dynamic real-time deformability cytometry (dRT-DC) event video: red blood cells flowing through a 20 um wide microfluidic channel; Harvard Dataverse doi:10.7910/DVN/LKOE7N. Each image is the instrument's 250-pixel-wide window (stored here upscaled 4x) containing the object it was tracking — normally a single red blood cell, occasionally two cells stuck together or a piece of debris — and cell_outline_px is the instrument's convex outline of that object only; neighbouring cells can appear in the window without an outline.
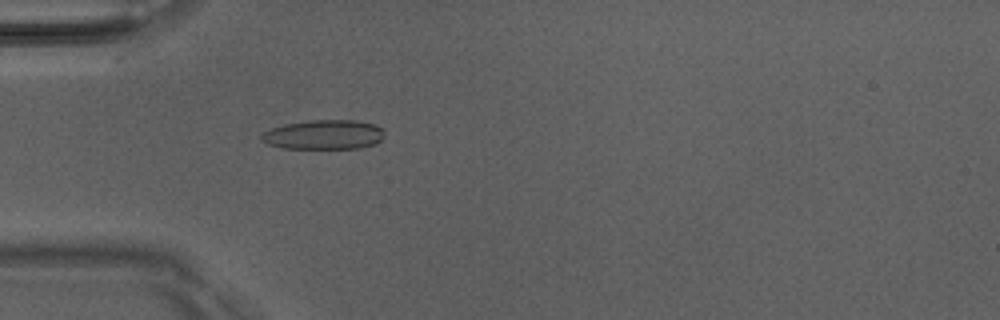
{"species": "Egyptian fruit bat (a non-hibernating species)", "species_latin": "Rousettus aegyptiacus", "temperature_condition": "room temperature", "stored_images_in_passage": 51, "camera_frame_rate_fps": 3000, "um_per_image_px": 0.085, "animal": {"sex": "male"}, "frame": {"image": 1, "passage_image": 16, "time_ms": 5.0, "image_size_px": [1000, 320], "cell_outline_px": [[384, 132], [380, 140], [376, 144], [360, 148], [284, 148], [268, 144], [260, 140], [260, 136], [264, 132], [272, 128], [284, 124], [312, 120], [356, 120], [372, 124], [384, 128]], "centroid_in_image_um": [27.53, 11.44], "position_along_channel_um": 57.5, "area_um2": 21.1}}
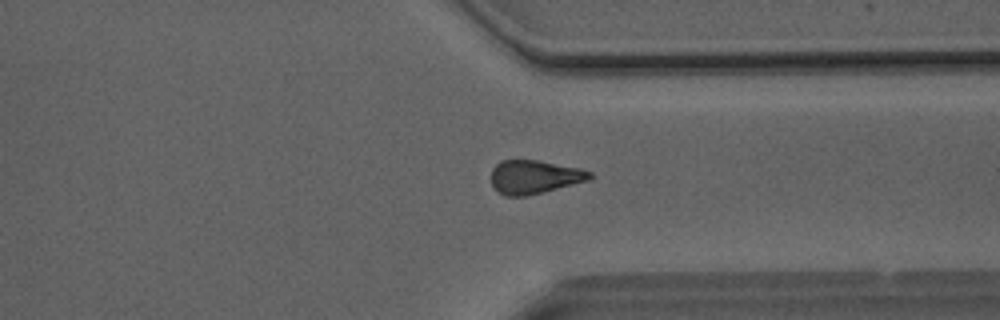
{"frame": {"image": 2, "passage_image": 39, "time_ms": 12.667, "image_size_px": [1000, 320], "cell_outline_px": [[592, 176], [588, 180], [528, 196], [504, 196], [492, 184], [492, 168], [500, 160], [540, 160], [580, 168], [592, 172]], "centroid_in_image_um": [45.42, 15.03], "position_along_channel_um": 366.0, "area_um2": 19.25}}
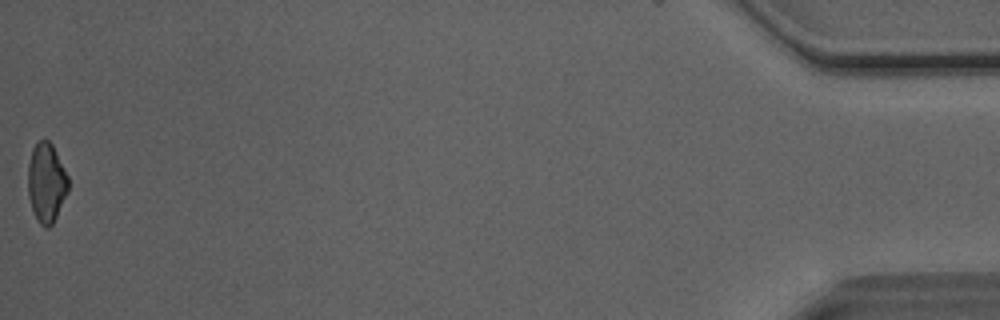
{"frame": {"image": 3, "passage_image": 51, "time_ms": 16.667, "image_size_px": [1000, 320], "cell_outline_px": [[68, 192], [52, 224], [48, 228], [44, 228], [40, 224], [32, 208], [28, 196], [28, 164], [32, 148], [40, 140], [48, 140], [52, 144], [68, 176]], "centroid_in_image_um": [3.94, 15.52], "position_along_channel_um": 431.3, "area_um2": 18.5}, "authors_computed_cell_mechanics": {"area_um2": 20.23, "velocity_mm_per_s": 4.103, "shape_relaxation_time_tau1_ms": 3.6316, "shape_relaxation_time_tau2_ms": 6.6551, "deformation_change_tau1": 0.1274, "deformation_change_tau2": 0.1809}}